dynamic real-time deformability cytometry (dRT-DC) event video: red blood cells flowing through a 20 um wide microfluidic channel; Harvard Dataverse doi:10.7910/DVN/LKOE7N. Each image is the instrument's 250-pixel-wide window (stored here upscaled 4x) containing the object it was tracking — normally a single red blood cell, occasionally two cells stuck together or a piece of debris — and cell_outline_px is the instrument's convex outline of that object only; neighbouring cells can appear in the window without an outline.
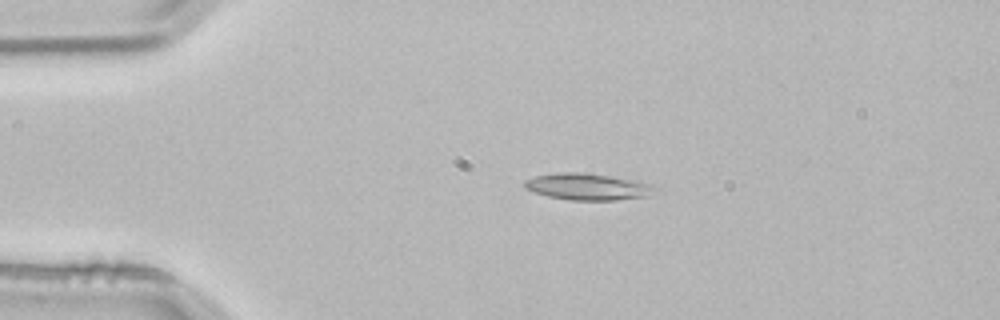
{"species": "common noctule bat (a hibernating species)", "species_latin": "Nyctalus noctula", "temperature_condition": "room temperature", "stored_images_in_passage": 2, "camera_frame_rate_fps": 3000, "um_per_image_px": 0.085, "animal": {"sex": "male", "body_mass_g": 21.5, "forearm_length_mm": 52.0}, "frame": {"image": 1, "passage_image": 1, "time_ms": 0.0, "image_size_px": [1000, 320], "cell_outline_px": [[652, 188], [648, 196], [616, 200], [572, 200], [548, 196], [524, 188], [524, 180], [536, 176], [556, 172], [576, 172], [608, 176], [628, 180], [644, 184]], "centroid_in_image_um": [49.79, 15.87], "position_along_channel_um": 35.2, "area_um2": 19.36}}
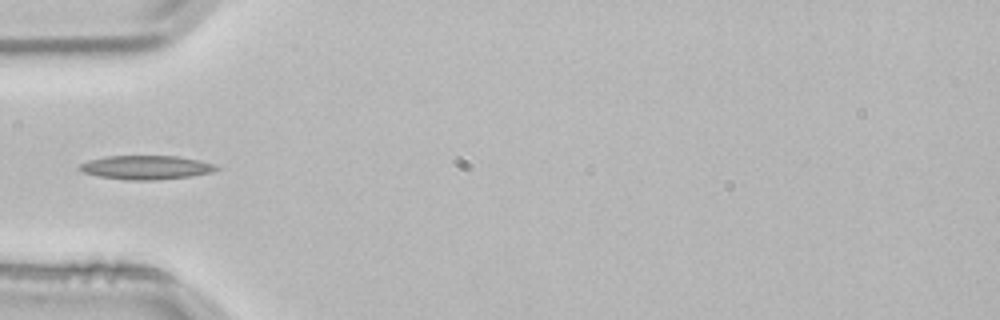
{"frame": {"image": 2, "passage_image": 2, "time_ms": 0.333, "image_size_px": [1000, 320], "cell_outline_px": [[220, 168], [212, 172], [192, 176], [152, 180], [124, 180], [96, 176], [84, 172], [76, 168], [80, 164], [88, 160], [108, 156], [176, 156], [200, 160], [216, 164]], "centroid_in_image_um": [12.41, 14.23], "position_along_channel_um": 72.6, "area_um2": 19.19}}